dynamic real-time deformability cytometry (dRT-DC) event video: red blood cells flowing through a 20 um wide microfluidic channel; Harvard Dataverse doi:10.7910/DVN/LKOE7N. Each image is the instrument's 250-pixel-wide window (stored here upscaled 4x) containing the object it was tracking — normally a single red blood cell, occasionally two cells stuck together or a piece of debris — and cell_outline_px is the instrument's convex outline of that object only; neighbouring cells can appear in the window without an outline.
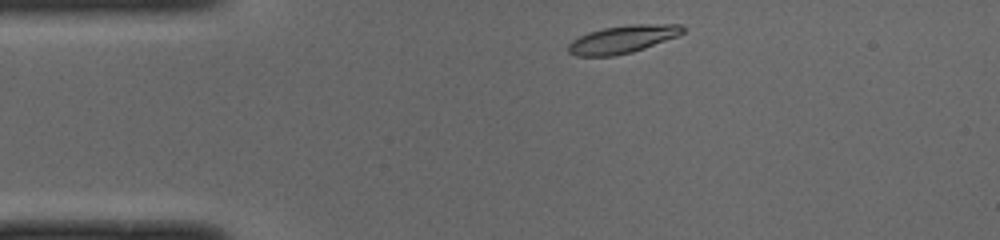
{"species": "common noctule bat (a hibernating species)", "species_latin": "Nyctalus noctula", "temperature_condition": "cold", "stored_images_in_passage": 41, "camera_frame_rate_fps": 3000, "um_per_image_px": 0.085, "animal": {"sex": "male", "body_mass_g": 19.0, "forearm_length_mm": 50.8}, "frame": {"image": 1, "passage_image": 1, "time_ms": 0.0, "image_size_px": [1000, 240], "cell_outline_px": [[684, 32], [676, 36], [644, 48], [632, 52], [612, 56], [576, 56], [568, 52], [568, 44], [572, 40], [588, 32], [604, 28], [628, 24], [680, 24], [684, 28]], "centroid_in_image_um": [52.89, 3.33], "position_along_channel_um": 32.1, "area_um2": 18.38}}
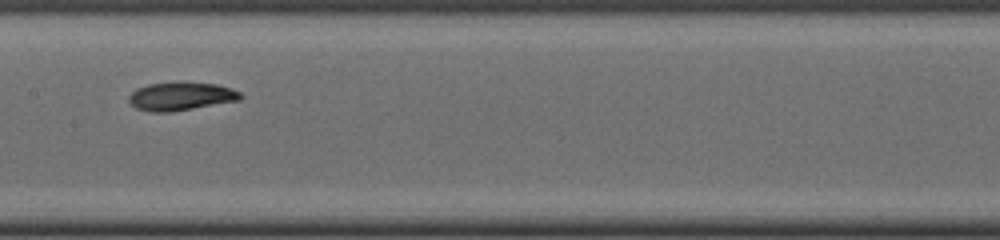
{"frame": {"image": 2, "passage_image": 16, "time_ms": 5.0, "image_size_px": [1000, 240], "cell_outline_px": [[244, 96], [240, 100], [172, 112], [152, 112], [136, 108], [128, 100], [128, 96], [136, 88], [148, 84], [176, 80], [184, 80], [216, 84], [232, 88], [240, 92]], "centroid_in_image_um": [15.39, 8.15], "position_along_channel_um": 192.0, "area_um2": 19.02}}
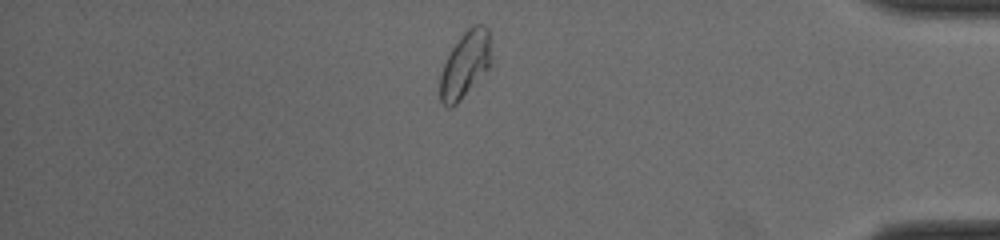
{"frame": {"image": 3, "passage_image": 34, "time_ms": 11.0, "image_size_px": [1000, 240], "cell_outline_px": [[492, 64], [460, 100], [456, 104], [448, 108], [440, 100], [440, 72], [452, 48], [460, 36], [472, 24], [480, 24], [488, 28], [492, 60]], "centroid_in_image_um": [39.55, 5.46], "position_along_channel_um": 395.7, "area_um2": 19.65}, "authors_computed_cell_mechanics": {"area_um2": 18.4382, "velocity_mm_per_s": 3.9831, "shape_relaxation_time_tau1_ms": 3.9592, "shape_relaxation_time_tau2_ms": null, "deformation_change_tau1": 0.1478, "deformation_change_tau2": null}}